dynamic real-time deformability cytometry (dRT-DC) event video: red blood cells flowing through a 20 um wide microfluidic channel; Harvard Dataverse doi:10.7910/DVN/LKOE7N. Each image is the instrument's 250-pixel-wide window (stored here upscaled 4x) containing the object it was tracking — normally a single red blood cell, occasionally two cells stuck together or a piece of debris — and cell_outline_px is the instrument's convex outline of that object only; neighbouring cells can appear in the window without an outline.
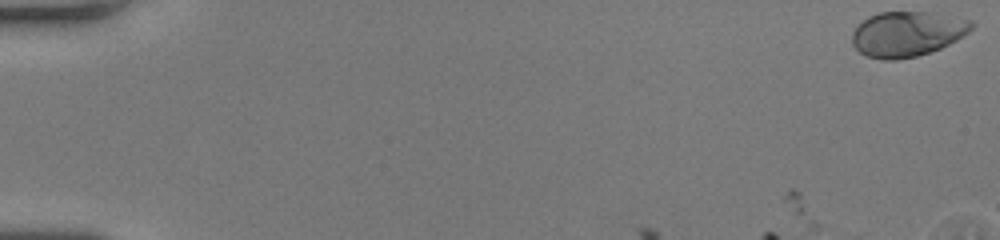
{"species": "human", "species_latin": "Homo sapiens", "temperature_condition": "room temperature", "stored_images_in_passage": 4, "camera_frame_rate_fps": 3000, "um_per_image_px": 0.085, "donor": {"sex": "female"}, "frame": {"image": 1, "passage_image": 1, "time_ms": 0.0, "image_size_px": [1000, 240], "cell_outline_px": [[976, 24], [968, 32], [956, 40], [940, 48], [916, 56], [896, 60], [880, 60], [868, 56], [860, 52], [852, 44], [852, 32], [868, 16], [880, 12], [928, 12], [972, 20]], "centroid_in_image_um": [77.1, 2.88], "position_along_channel_um": 7.9, "area_um2": 31.21}}